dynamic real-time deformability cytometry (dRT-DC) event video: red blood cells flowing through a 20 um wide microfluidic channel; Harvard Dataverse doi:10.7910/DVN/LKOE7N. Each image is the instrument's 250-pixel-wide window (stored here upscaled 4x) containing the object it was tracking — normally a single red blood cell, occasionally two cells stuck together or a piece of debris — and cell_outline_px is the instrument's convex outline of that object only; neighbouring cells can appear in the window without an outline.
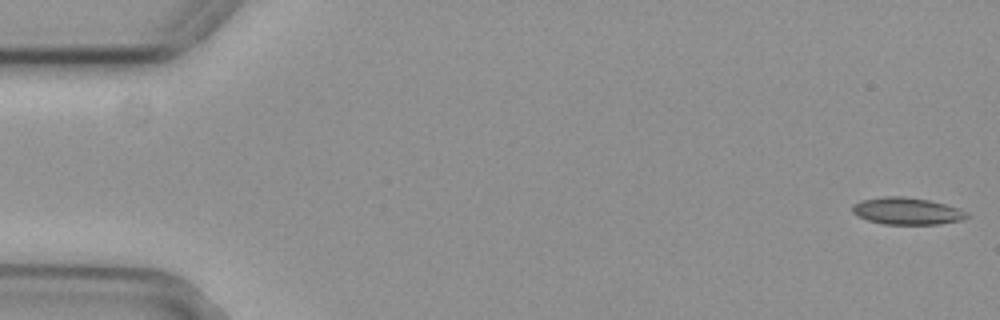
{"species": "common noctule bat (a hibernating species)", "species_latin": "Nyctalus noctula", "temperature_condition": "cold", "stored_images_in_passage": 51, "camera_frame_rate_fps": 3000, "um_per_image_px": 0.085, "animal": {"sex": "female", "body_mass_g": 29.2, "forearm_length_mm": 56.3}, "frame": {"image": 1, "passage_image": 1, "time_ms": 0.0, "image_size_px": [1000, 320], "cell_outline_px": [[972, 216], [964, 220], [940, 224], [884, 224], [868, 220], [852, 212], [852, 204], [860, 200], [884, 196], [900, 196], [928, 200], [944, 204], [968, 212]], "centroid_in_image_um": [77.11, 17.94], "position_along_channel_um": 7.9, "area_um2": 18.03}}
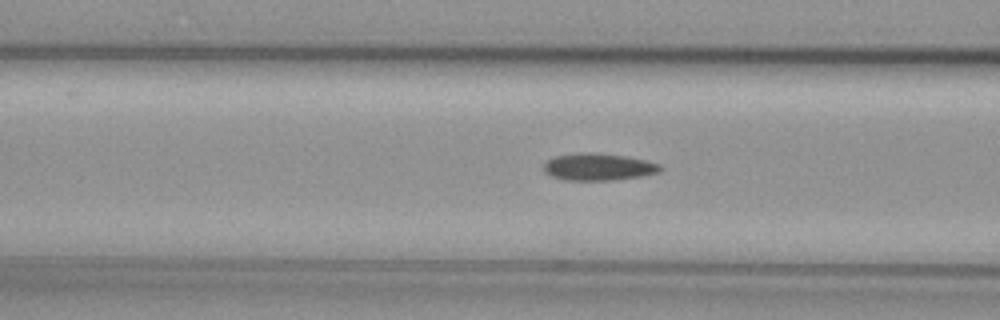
{"frame": {"image": 2, "passage_image": 21, "time_ms": 6.667, "image_size_px": [1000, 320], "cell_outline_px": [[664, 168], [660, 172], [640, 176], [612, 180], [564, 180], [552, 176], [544, 172], [544, 164], [552, 156], [580, 152], [592, 152], [624, 156], [644, 160], [660, 164]], "centroid_in_image_um": [50.84, 14.18], "position_along_channel_um": 115.8, "area_um2": 18.44}}
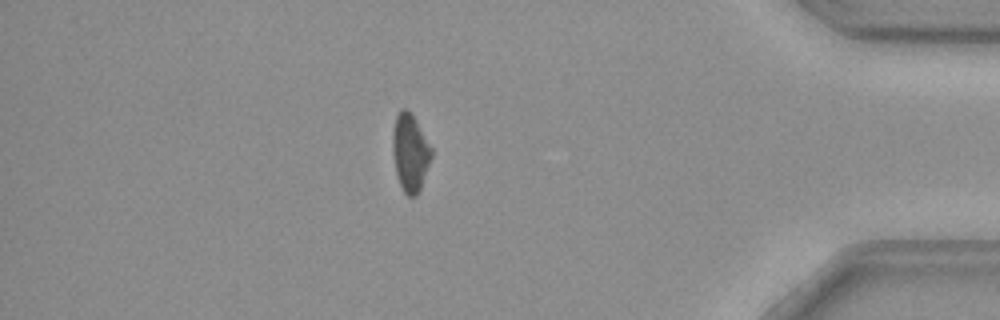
{"frame": {"image": 3, "passage_image": 47, "time_ms": 15.333, "image_size_px": [1000, 320], "cell_outline_px": [[432, 156], [420, 188], [416, 196], [408, 196], [404, 192], [400, 184], [396, 172], [392, 152], [392, 132], [396, 116], [400, 108], [404, 108], [416, 120], [432, 148]], "centroid_in_image_um": [34.85, 12.96], "position_along_channel_um": 400.4, "area_um2": 17.34}}